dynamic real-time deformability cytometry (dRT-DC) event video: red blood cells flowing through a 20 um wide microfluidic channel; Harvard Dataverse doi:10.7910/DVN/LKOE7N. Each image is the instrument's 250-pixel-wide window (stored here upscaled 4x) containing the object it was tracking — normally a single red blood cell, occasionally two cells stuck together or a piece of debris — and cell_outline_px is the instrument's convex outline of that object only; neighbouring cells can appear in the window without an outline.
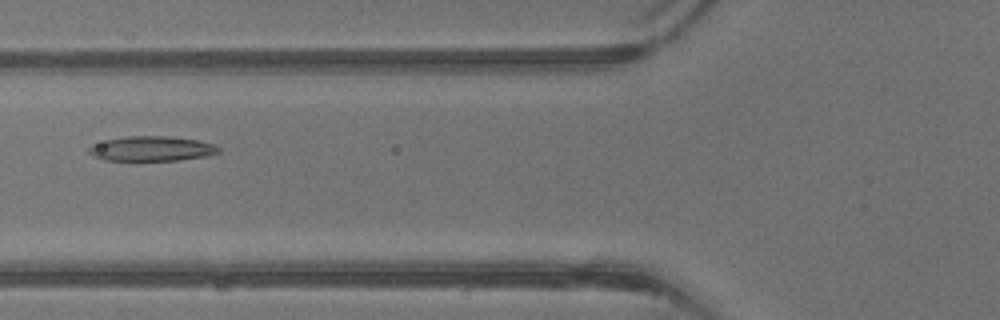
{"species": "common noctule bat (a hibernating species)", "species_latin": "Nyctalus noctula", "temperature_condition": "warm", "stored_images_in_passage": 9, "camera_frame_rate_fps": 3000, "um_per_image_px": 0.085, "animal": {"sex": "male", "body_mass_g": 13.3}, "frame": {"image": 1, "passage_image": 4, "time_ms": 1.0, "image_size_px": [1000, 320], "cell_outline_px": [[220, 152], [208, 156], [180, 160], [104, 160], [92, 156], [88, 152], [88, 148], [92, 144], [108, 140], [128, 136], [168, 136], [196, 140], [216, 144], [220, 148]], "centroid_in_image_um": [12.92, 12.64], "position_along_channel_um": 112.9, "area_um2": 18.79}}